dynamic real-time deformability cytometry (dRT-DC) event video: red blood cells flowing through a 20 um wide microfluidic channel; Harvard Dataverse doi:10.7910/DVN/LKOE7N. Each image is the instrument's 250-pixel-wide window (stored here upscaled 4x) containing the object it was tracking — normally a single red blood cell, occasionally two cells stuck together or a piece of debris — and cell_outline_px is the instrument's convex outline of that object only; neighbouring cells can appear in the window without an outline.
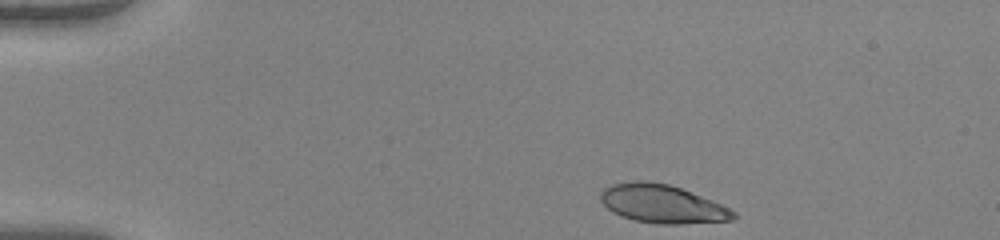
{"species": "human", "species_latin": "Homo sapiens", "temperature_condition": "warm", "stored_images_in_passage": 43, "camera_frame_rate_fps": 3000, "um_per_image_px": 0.085, "donor": {"sex": "female"}, "frame": {"image": 1, "passage_image": 1, "time_ms": 0.0, "image_size_px": [1000, 240], "cell_outline_px": [[736, 216], [732, 220], [680, 224], [656, 224], [636, 220], [612, 212], [600, 200], [600, 192], [604, 188], [612, 184], [636, 180], [648, 180], [668, 184], [680, 188], [712, 200], [736, 212]], "centroid_in_image_um": [56.27, 17.32], "position_along_channel_um": 28.7, "area_um2": 29.54}}
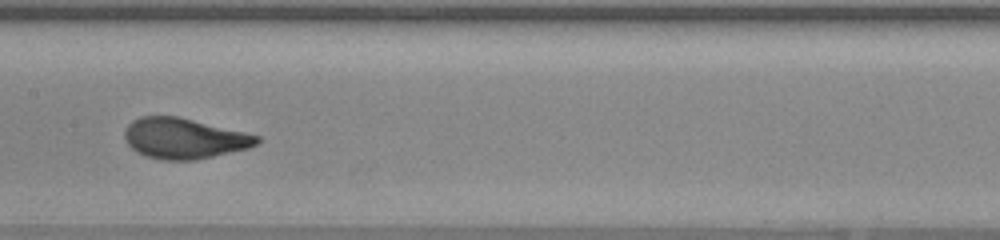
{"frame": {"image": 2, "passage_image": 19, "time_ms": 6.0, "image_size_px": [1000, 240], "cell_outline_px": [[260, 140], [256, 144], [248, 148], [196, 160], [160, 160], [144, 156], [136, 152], [128, 144], [124, 136], [124, 132], [128, 124], [132, 120], [140, 116], [180, 116], [260, 136]], "centroid_in_image_um": [15.61, 11.76], "position_along_channel_um": 191.8, "area_um2": 31.39}}
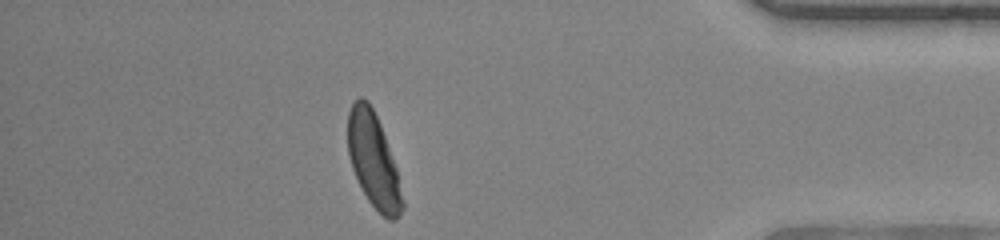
{"frame": {"image": 3, "passage_image": 37, "time_ms": 12.0, "image_size_px": [1000, 240], "cell_outline_px": [[404, 208], [396, 220], [388, 220], [368, 200], [352, 168], [348, 152], [348, 112], [352, 104], [360, 96], [368, 100], [380, 124], [396, 168], [404, 204]], "centroid_in_image_um": [31.74, 13.63], "position_along_channel_um": 403.5, "area_um2": 29.42}, "authors_computed_cell_mechanics": {"area_um2": 30.9808, "velocity_mm_per_s": 4.0974, "shape_relaxation_time_tau1_ms": 2.8423, "shape_relaxation_time_tau2_ms": null, "deformation_change_tau1": 0.1954, "deformation_change_tau2": null}}